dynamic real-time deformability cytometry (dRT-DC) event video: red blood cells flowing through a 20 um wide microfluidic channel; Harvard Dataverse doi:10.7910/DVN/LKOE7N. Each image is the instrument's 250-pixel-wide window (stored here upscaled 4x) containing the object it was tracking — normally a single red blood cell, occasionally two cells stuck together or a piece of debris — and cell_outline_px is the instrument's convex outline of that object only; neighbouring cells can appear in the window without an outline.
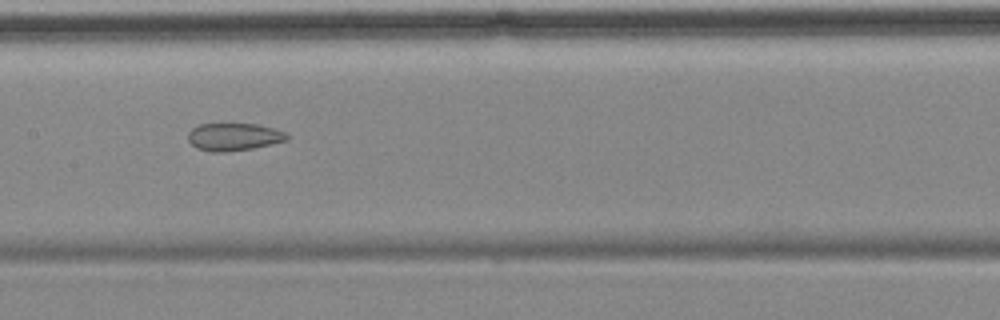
{"species": "common noctule bat (a hibernating species)", "species_latin": "Nyctalus noctula", "temperature_condition": "cold", "stored_images_in_passage": 14, "camera_frame_rate_fps": 3000, "um_per_image_px": 0.085, "animal": {"sex": "female", "body_mass_g": 18.4}, "frame": {"image": 1, "passage_image": 7, "time_ms": 7.667, "image_size_px": [1000, 320], "cell_outline_px": [[292, 136], [288, 140], [252, 148], [224, 152], [212, 152], [196, 148], [188, 140], [188, 132], [192, 128], [200, 124], [256, 124], [288, 132]], "centroid_in_image_um": [19.9, 11.63], "position_along_channel_um": 187.5, "area_um2": 15.95}}
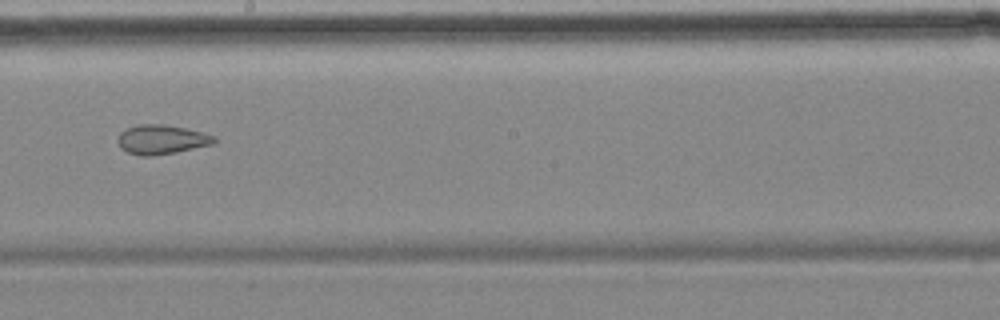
{"frame": {"image": 2, "passage_image": 8, "time_ms": 9.0, "image_size_px": [1000, 320], "cell_outline_px": [[216, 140], [212, 144], [176, 152], [148, 156], [140, 156], [128, 152], [120, 148], [116, 140], [120, 132], [128, 128], [140, 124], [164, 124], [204, 132], [216, 136]], "centroid_in_image_um": [13.71, 11.85], "position_along_channel_um": 234.5, "area_um2": 16.47}}